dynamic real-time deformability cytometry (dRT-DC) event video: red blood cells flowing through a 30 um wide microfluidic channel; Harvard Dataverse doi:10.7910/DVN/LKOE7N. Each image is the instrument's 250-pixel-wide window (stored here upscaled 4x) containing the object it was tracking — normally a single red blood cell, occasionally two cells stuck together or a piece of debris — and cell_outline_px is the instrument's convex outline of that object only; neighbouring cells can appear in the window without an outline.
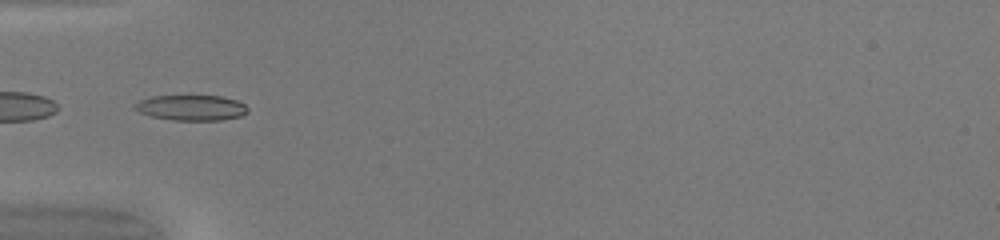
{"species": "common noctule bat (a hibernating species)", "species_latin": "Nyctalus noctula", "temperature_condition": "warm", "stored_images_in_passage": 33, "camera_frame_rate_fps": 3000, "um_per_image_px": 0.085, "animal": {"sex": "female", "body_mass_g": 20.0, "forearm_length_mm": 54.0}, "frame": {"image": 1, "passage_image": 1, "time_ms": 0.0, "image_size_px": [1000, 240], "cell_outline_px": [[248, 112], [240, 116], [224, 120], [172, 120], [152, 116], [140, 112], [132, 108], [132, 104], [140, 100], [152, 96], [220, 96], [236, 100], [244, 104], [248, 108]], "centroid_in_image_um": [16.24, 9.16], "position_along_channel_um": 68.8, "area_um2": 16.76}}
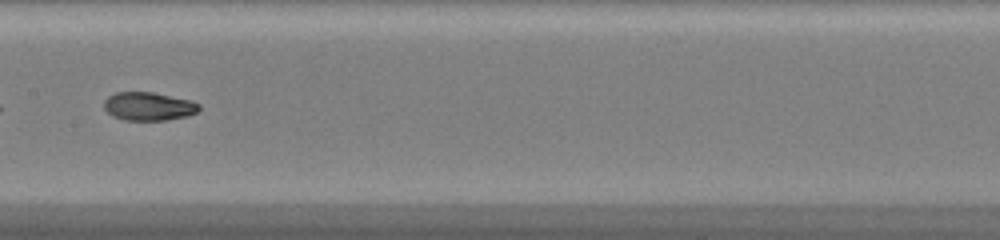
{"frame": {"image": 2, "passage_image": 10, "time_ms": 3.0, "image_size_px": [1000, 240], "cell_outline_px": [[200, 108], [196, 112], [188, 116], [164, 120], [124, 120], [112, 116], [104, 108], [104, 100], [108, 96], [116, 92], [152, 92], [192, 100], [200, 104]], "centroid_in_image_um": [12.63, 9.03], "position_along_channel_um": 194.8, "area_um2": 15.78}}
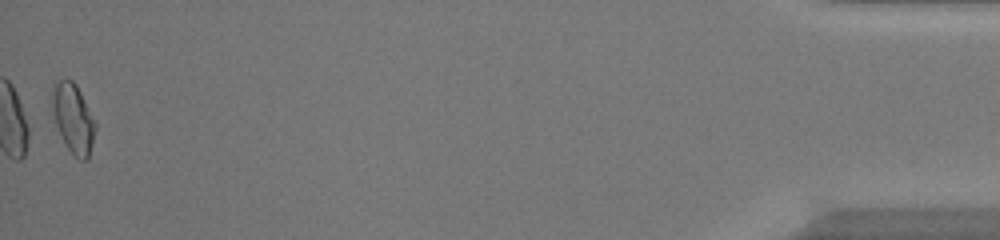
{"frame": {"image": 3, "passage_image": 33, "time_ms": 10.667, "image_size_px": [1000, 240], "cell_outline_px": [[96, 128], [88, 160], [80, 160], [68, 148], [56, 124], [52, 112], [52, 80], [72, 80], [76, 84], [96, 124]], "centroid_in_image_um": [6.21, 10.03], "position_along_channel_um": 429.0, "area_um2": 17.17}, "authors_computed_cell_mechanics": {"area_um2": 16.0684, "velocity_mm_per_s": 4.2232, "shape_relaxation_time_tau1_ms": null, "shape_relaxation_time_tau2_ms": 1.5037, "deformation_change_tau1": null, "deformation_change_tau2": 0.0566}}